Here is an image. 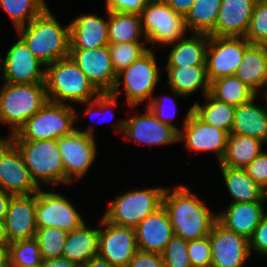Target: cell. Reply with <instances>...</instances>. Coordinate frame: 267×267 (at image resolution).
I'll return each mask as SVG.
<instances>
[{
	"mask_svg": "<svg viewBox=\"0 0 267 267\" xmlns=\"http://www.w3.org/2000/svg\"><path fill=\"white\" fill-rule=\"evenodd\" d=\"M257 96L235 106L234 123L231 133L260 139L267 143V106L255 104Z\"/></svg>",
	"mask_w": 267,
	"mask_h": 267,
	"instance_id": "4316f807",
	"label": "cell"
},
{
	"mask_svg": "<svg viewBox=\"0 0 267 267\" xmlns=\"http://www.w3.org/2000/svg\"><path fill=\"white\" fill-rule=\"evenodd\" d=\"M265 199H266V201H267V188H266V190H265Z\"/></svg>",
	"mask_w": 267,
	"mask_h": 267,
	"instance_id": "6f0895ef",
	"label": "cell"
},
{
	"mask_svg": "<svg viewBox=\"0 0 267 267\" xmlns=\"http://www.w3.org/2000/svg\"><path fill=\"white\" fill-rule=\"evenodd\" d=\"M44 83L48 100L55 103H85L100 94L70 56L45 66Z\"/></svg>",
	"mask_w": 267,
	"mask_h": 267,
	"instance_id": "3957f363",
	"label": "cell"
},
{
	"mask_svg": "<svg viewBox=\"0 0 267 267\" xmlns=\"http://www.w3.org/2000/svg\"><path fill=\"white\" fill-rule=\"evenodd\" d=\"M176 13L185 16L196 0H164Z\"/></svg>",
	"mask_w": 267,
	"mask_h": 267,
	"instance_id": "681fc988",
	"label": "cell"
},
{
	"mask_svg": "<svg viewBox=\"0 0 267 267\" xmlns=\"http://www.w3.org/2000/svg\"><path fill=\"white\" fill-rule=\"evenodd\" d=\"M138 250L161 254L174 236L166 209L159 207L135 228Z\"/></svg>",
	"mask_w": 267,
	"mask_h": 267,
	"instance_id": "44dd1931",
	"label": "cell"
},
{
	"mask_svg": "<svg viewBox=\"0 0 267 267\" xmlns=\"http://www.w3.org/2000/svg\"><path fill=\"white\" fill-rule=\"evenodd\" d=\"M148 0H106V12L140 14Z\"/></svg>",
	"mask_w": 267,
	"mask_h": 267,
	"instance_id": "7dc6e473",
	"label": "cell"
},
{
	"mask_svg": "<svg viewBox=\"0 0 267 267\" xmlns=\"http://www.w3.org/2000/svg\"><path fill=\"white\" fill-rule=\"evenodd\" d=\"M264 143L260 139L230 133L225 154L219 166L246 168L263 151Z\"/></svg>",
	"mask_w": 267,
	"mask_h": 267,
	"instance_id": "4dcf8cb0",
	"label": "cell"
},
{
	"mask_svg": "<svg viewBox=\"0 0 267 267\" xmlns=\"http://www.w3.org/2000/svg\"><path fill=\"white\" fill-rule=\"evenodd\" d=\"M135 115L113 124L116 132L123 133L124 139L150 146L178 142V132L160 122L149 109L142 115Z\"/></svg>",
	"mask_w": 267,
	"mask_h": 267,
	"instance_id": "5bb4252c",
	"label": "cell"
},
{
	"mask_svg": "<svg viewBox=\"0 0 267 267\" xmlns=\"http://www.w3.org/2000/svg\"><path fill=\"white\" fill-rule=\"evenodd\" d=\"M165 267H192L188 256V241L173 236L161 253Z\"/></svg>",
	"mask_w": 267,
	"mask_h": 267,
	"instance_id": "60d3db41",
	"label": "cell"
},
{
	"mask_svg": "<svg viewBox=\"0 0 267 267\" xmlns=\"http://www.w3.org/2000/svg\"><path fill=\"white\" fill-rule=\"evenodd\" d=\"M0 189L13 196L31 195L40 189L18 147L8 137H0Z\"/></svg>",
	"mask_w": 267,
	"mask_h": 267,
	"instance_id": "8fae6325",
	"label": "cell"
},
{
	"mask_svg": "<svg viewBox=\"0 0 267 267\" xmlns=\"http://www.w3.org/2000/svg\"><path fill=\"white\" fill-rule=\"evenodd\" d=\"M262 97H264V101L266 102V104H267V92L265 93V94H263V96Z\"/></svg>",
	"mask_w": 267,
	"mask_h": 267,
	"instance_id": "9f6ffc18",
	"label": "cell"
},
{
	"mask_svg": "<svg viewBox=\"0 0 267 267\" xmlns=\"http://www.w3.org/2000/svg\"><path fill=\"white\" fill-rule=\"evenodd\" d=\"M235 76L257 95L259 93L261 96L265 94L267 92V46L250 44L245 49L242 62Z\"/></svg>",
	"mask_w": 267,
	"mask_h": 267,
	"instance_id": "d4e9b609",
	"label": "cell"
},
{
	"mask_svg": "<svg viewBox=\"0 0 267 267\" xmlns=\"http://www.w3.org/2000/svg\"><path fill=\"white\" fill-rule=\"evenodd\" d=\"M161 69L162 67H158L153 50L150 49L145 55L117 74L111 93L119 96L123 91L122 88L120 89V85L123 84L125 99L129 107L136 108L143 101L148 104L160 79Z\"/></svg>",
	"mask_w": 267,
	"mask_h": 267,
	"instance_id": "52a82bcc",
	"label": "cell"
},
{
	"mask_svg": "<svg viewBox=\"0 0 267 267\" xmlns=\"http://www.w3.org/2000/svg\"><path fill=\"white\" fill-rule=\"evenodd\" d=\"M41 267H79L76 263L69 261L65 257L42 260Z\"/></svg>",
	"mask_w": 267,
	"mask_h": 267,
	"instance_id": "f907efd6",
	"label": "cell"
},
{
	"mask_svg": "<svg viewBox=\"0 0 267 267\" xmlns=\"http://www.w3.org/2000/svg\"><path fill=\"white\" fill-rule=\"evenodd\" d=\"M98 256L116 267H127L138 250L134 228L100 219Z\"/></svg>",
	"mask_w": 267,
	"mask_h": 267,
	"instance_id": "2e32d148",
	"label": "cell"
},
{
	"mask_svg": "<svg viewBox=\"0 0 267 267\" xmlns=\"http://www.w3.org/2000/svg\"><path fill=\"white\" fill-rule=\"evenodd\" d=\"M67 235L68 232L60 228H37L34 239L39 245L42 259L61 257Z\"/></svg>",
	"mask_w": 267,
	"mask_h": 267,
	"instance_id": "f35d334b",
	"label": "cell"
},
{
	"mask_svg": "<svg viewBox=\"0 0 267 267\" xmlns=\"http://www.w3.org/2000/svg\"><path fill=\"white\" fill-rule=\"evenodd\" d=\"M82 267H116L111 264L106 259L101 258L100 256H95L87 261Z\"/></svg>",
	"mask_w": 267,
	"mask_h": 267,
	"instance_id": "f5cc1de1",
	"label": "cell"
},
{
	"mask_svg": "<svg viewBox=\"0 0 267 267\" xmlns=\"http://www.w3.org/2000/svg\"><path fill=\"white\" fill-rule=\"evenodd\" d=\"M230 194V203L267 202L265 190L247 174L245 168L219 166Z\"/></svg>",
	"mask_w": 267,
	"mask_h": 267,
	"instance_id": "f546056e",
	"label": "cell"
},
{
	"mask_svg": "<svg viewBox=\"0 0 267 267\" xmlns=\"http://www.w3.org/2000/svg\"><path fill=\"white\" fill-rule=\"evenodd\" d=\"M167 99H169V100H171L172 101V99L173 98H171V96H160V97H158V98H156V97H152V99L149 101V103L147 104V109H149L150 110V112H152L156 117H157V119L160 121V122H162L163 124H167V125H169V126H171V127H173L177 132H179L180 131V128H178L175 124H173L172 122H173V120H172V118L175 116V110H176V104H175V101H174V99H173V101H172V103H171V105L173 104L174 106H172V110H171V106H170V110L173 112V113H171V111H170V114H168L169 113V109H168V107H167V105L165 106V102H167ZM168 110H167V109ZM167 111H168V113H167Z\"/></svg>",
	"mask_w": 267,
	"mask_h": 267,
	"instance_id": "7bdbcfd3",
	"label": "cell"
},
{
	"mask_svg": "<svg viewBox=\"0 0 267 267\" xmlns=\"http://www.w3.org/2000/svg\"><path fill=\"white\" fill-rule=\"evenodd\" d=\"M16 30L33 55L45 66L69 56L70 27H63L49 7Z\"/></svg>",
	"mask_w": 267,
	"mask_h": 267,
	"instance_id": "7a4b0ae2",
	"label": "cell"
},
{
	"mask_svg": "<svg viewBox=\"0 0 267 267\" xmlns=\"http://www.w3.org/2000/svg\"><path fill=\"white\" fill-rule=\"evenodd\" d=\"M188 256L192 267H211L209 235L188 241Z\"/></svg>",
	"mask_w": 267,
	"mask_h": 267,
	"instance_id": "b9f144b4",
	"label": "cell"
},
{
	"mask_svg": "<svg viewBox=\"0 0 267 267\" xmlns=\"http://www.w3.org/2000/svg\"><path fill=\"white\" fill-rule=\"evenodd\" d=\"M165 68L167 70V85L174 97L186 98L197 90H201L204 97L210 92L206 65Z\"/></svg>",
	"mask_w": 267,
	"mask_h": 267,
	"instance_id": "484cf974",
	"label": "cell"
},
{
	"mask_svg": "<svg viewBox=\"0 0 267 267\" xmlns=\"http://www.w3.org/2000/svg\"><path fill=\"white\" fill-rule=\"evenodd\" d=\"M0 7L8 14L15 29L27 25L48 6L45 0H0Z\"/></svg>",
	"mask_w": 267,
	"mask_h": 267,
	"instance_id": "d590c367",
	"label": "cell"
},
{
	"mask_svg": "<svg viewBox=\"0 0 267 267\" xmlns=\"http://www.w3.org/2000/svg\"><path fill=\"white\" fill-rule=\"evenodd\" d=\"M94 127L76 129L71 134L57 139V145L65 168V177L73 183L80 180L95 162L97 156V142Z\"/></svg>",
	"mask_w": 267,
	"mask_h": 267,
	"instance_id": "30bf717a",
	"label": "cell"
},
{
	"mask_svg": "<svg viewBox=\"0 0 267 267\" xmlns=\"http://www.w3.org/2000/svg\"><path fill=\"white\" fill-rule=\"evenodd\" d=\"M264 206L265 202L230 203L224 211L217 214V221L226 229L249 240L267 212Z\"/></svg>",
	"mask_w": 267,
	"mask_h": 267,
	"instance_id": "603a6c76",
	"label": "cell"
},
{
	"mask_svg": "<svg viewBox=\"0 0 267 267\" xmlns=\"http://www.w3.org/2000/svg\"><path fill=\"white\" fill-rule=\"evenodd\" d=\"M99 228H90L86 222L78 229L68 232L62 257L82 267L91 258L98 256Z\"/></svg>",
	"mask_w": 267,
	"mask_h": 267,
	"instance_id": "83f0119b",
	"label": "cell"
},
{
	"mask_svg": "<svg viewBox=\"0 0 267 267\" xmlns=\"http://www.w3.org/2000/svg\"><path fill=\"white\" fill-rule=\"evenodd\" d=\"M69 56L100 93L112 91L117 74L112 65L109 46L70 49Z\"/></svg>",
	"mask_w": 267,
	"mask_h": 267,
	"instance_id": "d6986e66",
	"label": "cell"
},
{
	"mask_svg": "<svg viewBox=\"0 0 267 267\" xmlns=\"http://www.w3.org/2000/svg\"><path fill=\"white\" fill-rule=\"evenodd\" d=\"M140 17L148 44L168 46L184 38L187 32L184 16L176 13L164 0H148Z\"/></svg>",
	"mask_w": 267,
	"mask_h": 267,
	"instance_id": "9c48e42d",
	"label": "cell"
},
{
	"mask_svg": "<svg viewBox=\"0 0 267 267\" xmlns=\"http://www.w3.org/2000/svg\"><path fill=\"white\" fill-rule=\"evenodd\" d=\"M251 43L245 37H214L208 35L206 69L210 83L213 80L235 75L245 49Z\"/></svg>",
	"mask_w": 267,
	"mask_h": 267,
	"instance_id": "7c38bea8",
	"label": "cell"
},
{
	"mask_svg": "<svg viewBox=\"0 0 267 267\" xmlns=\"http://www.w3.org/2000/svg\"><path fill=\"white\" fill-rule=\"evenodd\" d=\"M166 187L134 189L109 202L103 217L112 224L136 228L149 214L162 206Z\"/></svg>",
	"mask_w": 267,
	"mask_h": 267,
	"instance_id": "ba28073f",
	"label": "cell"
},
{
	"mask_svg": "<svg viewBox=\"0 0 267 267\" xmlns=\"http://www.w3.org/2000/svg\"><path fill=\"white\" fill-rule=\"evenodd\" d=\"M168 45L172 49L168 54L166 67L206 65L207 34L192 33L191 37H184Z\"/></svg>",
	"mask_w": 267,
	"mask_h": 267,
	"instance_id": "f1b7e54d",
	"label": "cell"
},
{
	"mask_svg": "<svg viewBox=\"0 0 267 267\" xmlns=\"http://www.w3.org/2000/svg\"><path fill=\"white\" fill-rule=\"evenodd\" d=\"M187 185L165 188L162 205L166 209L174 235L186 241L209 235L217 222V214ZM172 191V192H171Z\"/></svg>",
	"mask_w": 267,
	"mask_h": 267,
	"instance_id": "6da1fadb",
	"label": "cell"
},
{
	"mask_svg": "<svg viewBox=\"0 0 267 267\" xmlns=\"http://www.w3.org/2000/svg\"><path fill=\"white\" fill-rule=\"evenodd\" d=\"M40 248L35 239L9 244V267H36L42 264Z\"/></svg>",
	"mask_w": 267,
	"mask_h": 267,
	"instance_id": "8d00e7d4",
	"label": "cell"
},
{
	"mask_svg": "<svg viewBox=\"0 0 267 267\" xmlns=\"http://www.w3.org/2000/svg\"><path fill=\"white\" fill-rule=\"evenodd\" d=\"M251 179L264 190L267 188V151L263 150L256 159L245 168Z\"/></svg>",
	"mask_w": 267,
	"mask_h": 267,
	"instance_id": "ee69618b",
	"label": "cell"
},
{
	"mask_svg": "<svg viewBox=\"0 0 267 267\" xmlns=\"http://www.w3.org/2000/svg\"><path fill=\"white\" fill-rule=\"evenodd\" d=\"M211 267H243L250 259L249 240L226 229L218 221L209 233Z\"/></svg>",
	"mask_w": 267,
	"mask_h": 267,
	"instance_id": "ac0fdd59",
	"label": "cell"
},
{
	"mask_svg": "<svg viewBox=\"0 0 267 267\" xmlns=\"http://www.w3.org/2000/svg\"><path fill=\"white\" fill-rule=\"evenodd\" d=\"M69 199L60 193L43 191L36 193L37 228L55 227L66 232L80 228L85 221Z\"/></svg>",
	"mask_w": 267,
	"mask_h": 267,
	"instance_id": "4fadbf2b",
	"label": "cell"
},
{
	"mask_svg": "<svg viewBox=\"0 0 267 267\" xmlns=\"http://www.w3.org/2000/svg\"><path fill=\"white\" fill-rule=\"evenodd\" d=\"M147 42H128L109 44L111 61L115 73L118 74L129 67L135 60L145 55L151 47H147Z\"/></svg>",
	"mask_w": 267,
	"mask_h": 267,
	"instance_id": "74e56055",
	"label": "cell"
},
{
	"mask_svg": "<svg viewBox=\"0 0 267 267\" xmlns=\"http://www.w3.org/2000/svg\"><path fill=\"white\" fill-rule=\"evenodd\" d=\"M13 195L0 189V221H4L8 209L9 202Z\"/></svg>",
	"mask_w": 267,
	"mask_h": 267,
	"instance_id": "816d5d0a",
	"label": "cell"
},
{
	"mask_svg": "<svg viewBox=\"0 0 267 267\" xmlns=\"http://www.w3.org/2000/svg\"><path fill=\"white\" fill-rule=\"evenodd\" d=\"M0 267H9V247H0Z\"/></svg>",
	"mask_w": 267,
	"mask_h": 267,
	"instance_id": "11a10c76",
	"label": "cell"
},
{
	"mask_svg": "<svg viewBox=\"0 0 267 267\" xmlns=\"http://www.w3.org/2000/svg\"><path fill=\"white\" fill-rule=\"evenodd\" d=\"M183 120V128L178 132V142L185 141V148L189 151H212L220 163L225 154L229 134L205 123L193 112V107Z\"/></svg>",
	"mask_w": 267,
	"mask_h": 267,
	"instance_id": "e0dca14e",
	"label": "cell"
},
{
	"mask_svg": "<svg viewBox=\"0 0 267 267\" xmlns=\"http://www.w3.org/2000/svg\"><path fill=\"white\" fill-rule=\"evenodd\" d=\"M1 80V79H0ZM48 102L45 83L13 84L0 82V123L8 125V136Z\"/></svg>",
	"mask_w": 267,
	"mask_h": 267,
	"instance_id": "277c9868",
	"label": "cell"
},
{
	"mask_svg": "<svg viewBox=\"0 0 267 267\" xmlns=\"http://www.w3.org/2000/svg\"><path fill=\"white\" fill-rule=\"evenodd\" d=\"M70 49L108 46V20L95 14H82L69 24Z\"/></svg>",
	"mask_w": 267,
	"mask_h": 267,
	"instance_id": "cb8c5ba5",
	"label": "cell"
},
{
	"mask_svg": "<svg viewBox=\"0 0 267 267\" xmlns=\"http://www.w3.org/2000/svg\"><path fill=\"white\" fill-rule=\"evenodd\" d=\"M127 267H165L161 254L137 250Z\"/></svg>",
	"mask_w": 267,
	"mask_h": 267,
	"instance_id": "c3c4849f",
	"label": "cell"
},
{
	"mask_svg": "<svg viewBox=\"0 0 267 267\" xmlns=\"http://www.w3.org/2000/svg\"><path fill=\"white\" fill-rule=\"evenodd\" d=\"M9 244L5 223L4 221H0V247H9Z\"/></svg>",
	"mask_w": 267,
	"mask_h": 267,
	"instance_id": "db71d44e",
	"label": "cell"
},
{
	"mask_svg": "<svg viewBox=\"0 0 267 267\" xmlns=\"http://www.w3.org/2000/svg\"><path fill=\"white\" fill-rule=\"evenodd\" d=\"M117 101L118 96H115L111 92H101L95 99L82 103L88 107L86 111H84V114L91 115L97 110L99 113H110L111 108H117Z\"/></svg>",
	"mask_w": 267,
	"mask_h": 267,
	"instance_id": "f6af8a7d",
	"label": "cell"
},
{
	"mask_svg": "<svg viewBox=\"0 0 267 267\" xmlns=\"http://www.w3.org/2000/svg\"><path fill=\"white\" fill-rule=\"evenodd\" d=\"M257 0H222L214 30L209 36L245 37Z\"/></svg>",
	"mask_w": 267,
	"mask_h": 267,
	"instance_id": "7402d4cb",
	"label": "cell"
},
{
	"mask_svg": "<svg viewBox=\"0 0 267 267\" xmlns=\"http://www.w3.org/2000/svg\"><path fill=\"white\" fill-rule=\"evenodd\" d=\"M12 142L18 147L31 177L40 188L47 184H72L65 177L57 140Z\"/></svg>",
	"mask_w": 267,
	"mask_h": 267,
	"instance_id": "8992f818",
	"label": "cell"
},
{
	"mask_svg": "<svg viewBox=\"0 0 267 267\" xmlns=\"http://www.w3.org/2000/svg\"><path fill=\"white\" fill-rule=\"evenodd\" d=\"M245 38L251 44L267 46V0L255 2Z\"/></svg>",
	"mask_w": 267,
	"mask_h": 267,
	"instance_id": "ab89813d",
	"label": "cell"
},
{
	"mask_svg": "<svg viewBox=\"0 0 267 267\" xmlns=\"http://www.w3.org/2000/svg\"><path fill=\"white\" fill-rule=\"evenodd\" d=\"M249 249L250 253L255 251L260 256L267 252V212L263 215L252 237L249 239Z\"/></svg>",
	"mask_w": 267,
	"mask_h": 267,
	"instance_id": "bcb514c9",
	"label": "cell"
},
{
	"mask_svg": "<svg viewBox=\"0 0 267 267\" xmlns=\"http://www.w3.org/2000/svg\"><path fill=\"white\" fill-rule=\"evenodd\" d=\"M222 0H196L184 16L187 30L209 35L215 28Z\"/></svg>",
	"mask_w": 267,
	"mask_h": 267,
	"instance_id": "836d02e7",
	"label": "cell"
},
{
	"mask_svg": "<svg viewBox=\"0 0 267 267\" xmlns=\"http://www.w3.org/2000/svg\"><path fill=\"white\" fill-rule=\"evenodd\" d=\"M9 242L35 238L36 193L12 196L4 220Z\"/></svg>",
	"mask_w": 267,
	"mask_h": 267,
	"instance_id": "ffe728a7",
	"label": "cell"
},
{
	"mask_svg": "<svg viewBox=\"0 0 267 267\" xmlns=\"http://www.w3.org/2000/svg\"><path fill=\"white\" fill-rule=\"evenodd\" d=\"M203 98L204 104L196 102L192 106L193 112L205 123L230 134L234 123L235 106L215 99L210 93Z\"/></svg>",
	"mask_w": 267,
	"mask_h": 267,
	"instance_id": "d6a6232c",
	"label": "cell"
},
{
	"mask_svg": "<svg viewBox=\"0 0 267 267\" xmlns=\"http://www.w3.org/2000/svg\"><path fill=\"white\" fill-rule=\"evenodd\" d=\"M78 111L70 104L48 102L15 133L11 141L57 140L74 132Z\"/></svg>",
	"mask_w": 267,
	"mask_h": 267,
	"instance_id": "5b68a950",
	"label": "cell"
},
{
	"mask_svg": "<svg viewBox=\"0 0 267 267\" xmlns=\"http://www.w3.org/2000/svg\"><path fill=\"white\" fill-rule=\"evenodd\" d=\"M1 74L2 80L7 83H44L45 65L33 55L19 37L7 51L4 60L0 58V78Z\"/></svg>",
	"mask_w": 267,
	"mask_h": 267,
	"instance_id": "9a60e30c",
	"label": "cell"
},
{
	"mask_svg": "<svg viewBox=\"0 0 267 267\" xmlns=\"http://www.w3.org/2000/svg\"><path fill=\"white\" fill-rule=\"evenodd\" d=\"M209 93L215 99L233 106L246 103L257 95L235 75L213 80Z\"/></svg>",
	"mask_w": 267,
	"mask_h": 267,
	"instance_id": "e575fe53",
	"label": "cell"
},
{
	"mask_svg": "<svg viewBox=\"0 0 267 267\" xmlns=\"http://www.w3.org/2000/svg\"><path fill=\"white\" fill-rule=\"evenodd\" d=\"M109 44L128 42H147L141 23L140 14L108 12ZM143 37V41H141Z\"/></svg>",
	"mask_w": 267,
	"mask_h": 267,
	"instance_id": "1f68e13d",
	"label": "cell"
}]
</instances>
